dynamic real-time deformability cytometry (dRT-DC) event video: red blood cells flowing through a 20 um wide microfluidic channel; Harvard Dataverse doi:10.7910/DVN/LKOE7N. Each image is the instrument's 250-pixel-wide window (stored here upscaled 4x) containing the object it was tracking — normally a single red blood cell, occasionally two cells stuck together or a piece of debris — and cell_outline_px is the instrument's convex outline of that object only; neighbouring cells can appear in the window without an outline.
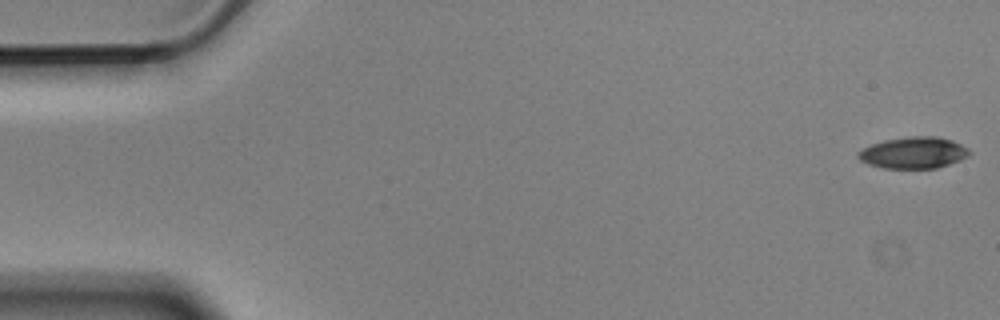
{"species": "Egyptian fruit bat (a non-hibernating species)", "species_latin": "Rousettus aegyptiacus", "temperature_condition": "cold", "stored_images_in_passage": 6, "camera_frame_rate_fps": 3000, "um_per_image_px": 0.085, "animal": {"sex": "male"}, "frame": {"image": 1, "passage_image": 1, "time_ms": 0.0, "image_size_px": [1000, 320], "cell_outline_px": [[972, 152], [968, 156], [960, 160], [936, 168], [884, 168], [868, 164], [860, 160], [856, 156], [856, 152], [872, 144], [884, 140], [908, 136], [936, 136], [952, 140], [968, 148]], "centroid_in_image_um": [77.64, 12.97], "position_along_channel_um": 7.4, "area_um2": 20.46}}
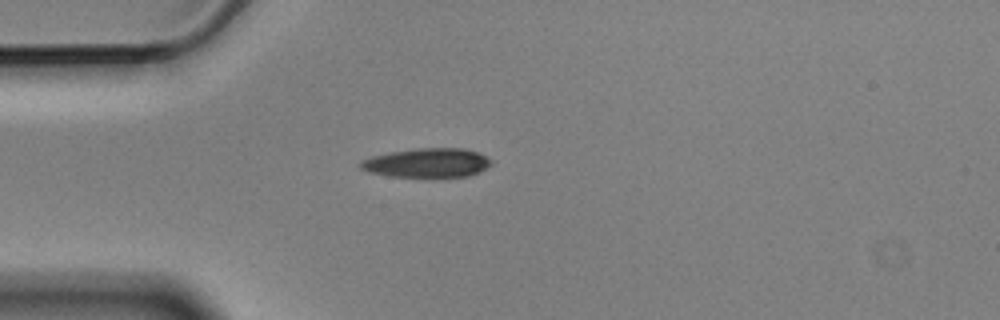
{"frame": {"image": 2, "passage_image": 5, "time_ms": 1.333, "image_size_px": [1000, 320], "cell_outline_px": [[492, 164], [480, 172], [468, 176], [388, 176], [368, 172], [360, 168], [360, 160], [372, 156], [392, 152], [416, 148], [464, 148], [476, 152], [492, 160]], "centroid_in_image_um": [36.3, 13.83], "position_along_channel_um": 48.7, "area_um2": 22.02}}